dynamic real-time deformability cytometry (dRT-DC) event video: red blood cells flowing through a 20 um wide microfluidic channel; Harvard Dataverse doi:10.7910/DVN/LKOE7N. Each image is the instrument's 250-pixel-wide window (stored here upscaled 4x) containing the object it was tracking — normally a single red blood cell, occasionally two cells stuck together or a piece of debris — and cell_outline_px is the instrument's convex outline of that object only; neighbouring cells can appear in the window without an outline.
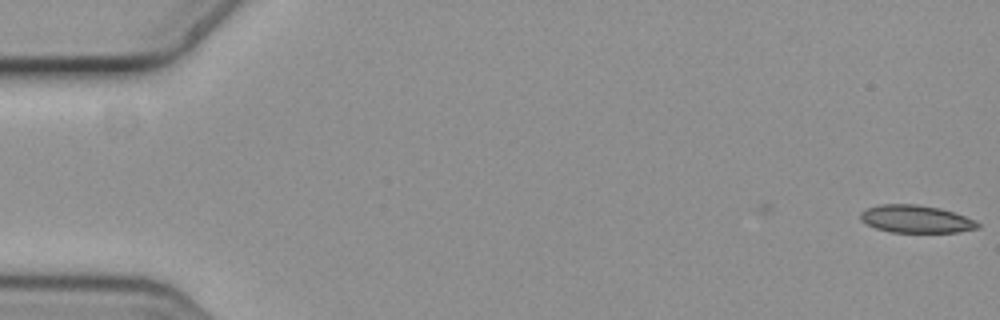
{"species": "common noctule bat (a hibernating species)", "species_latin": "Nyctalus noctula", "temperature_condition": "cold", "stored_images_in_passage": 6, "camera_frame_rate_fps": 3000, "um_per_image_px": 0.085, "animal": {"sex": "female", "body_mass_g": 19.3, "forearm_length_mm": 54.1}, "frame": {"image": 1, "passage_image": 1, "time_ms": 0.0, "image_size_px": [1000, 320], "cell_outline_px": [[980, 228], [960, 232], [892, 232], [876, 228], [860, 220], [860, 212], [868, 208], [880, 204], [916, 204], [940, 208], [964, 216], [980, 224]], "centroid_in_image_um": [77.85, 18.62], "position_along_channel_um": 7.2, "area_um2": 18.73}}
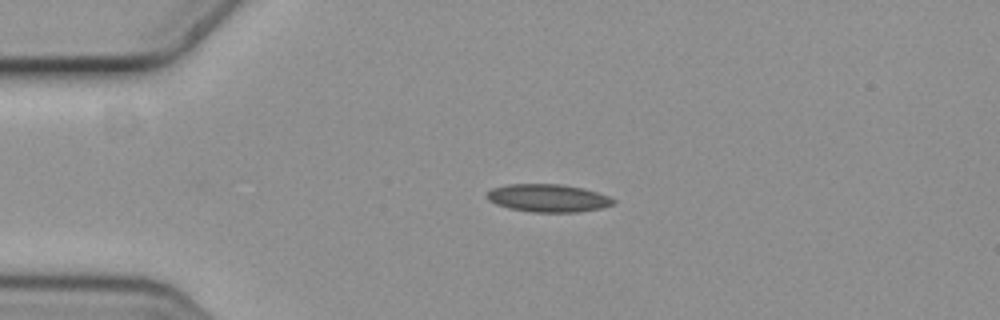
{"frame": {"image": 2, "passage_image": 4, "time_ms": 1.0, "image_size_px": [1000, 320], "cell_outline_px": [[616, 204], [600, 208], [580, 212], [532, 212], [508, 208], [496, 204], [488, 200], [488, 192], [492, 188], [508, 184], [560, 184], [580, 188], [596, 192], [608, 196], [616, 200]], "centroid_in_image_um": [46.59, 16.84], "position_along_channel_um": 38.4, "area_um2": 20.4}}